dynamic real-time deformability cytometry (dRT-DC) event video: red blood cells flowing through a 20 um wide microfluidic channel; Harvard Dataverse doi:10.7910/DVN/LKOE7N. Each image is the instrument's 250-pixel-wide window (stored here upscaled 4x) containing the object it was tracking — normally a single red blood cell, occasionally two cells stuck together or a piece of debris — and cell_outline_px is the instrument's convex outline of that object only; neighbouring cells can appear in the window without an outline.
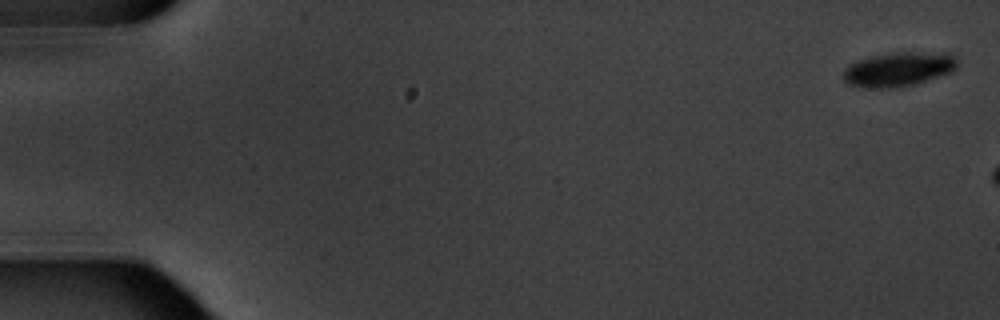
{"species": "common noctule bat (a hibernating species)", "species_latin": "Nyctalus noctula", "temperature_condition": "warm", "stored_images_in_passage": 3, "camera_frame_rate_fps": 3000, "um_per_image_px": 0.085, "animal": {"sex": "male", "body_mass_g": 20.1, "forearm_length_mm": 53.5}, "frame": {"image": 1, "passage_image": 1, "time_ms": 0.0, "image_size_px": [1000, 320], "cell_outline_px": [[956, 68], [952, 72], [916, 84], [900, 88], [880, 88], [848, 84], [844, 80], [844, 68], [848, 64], [860, 60], [876, 56], [896, 52], [948, 52], [956, 56]], "centroid_in_image_um": [76.44, 5.88], "position_along_channel_um": 8.6, "area_um2": 22.77}}